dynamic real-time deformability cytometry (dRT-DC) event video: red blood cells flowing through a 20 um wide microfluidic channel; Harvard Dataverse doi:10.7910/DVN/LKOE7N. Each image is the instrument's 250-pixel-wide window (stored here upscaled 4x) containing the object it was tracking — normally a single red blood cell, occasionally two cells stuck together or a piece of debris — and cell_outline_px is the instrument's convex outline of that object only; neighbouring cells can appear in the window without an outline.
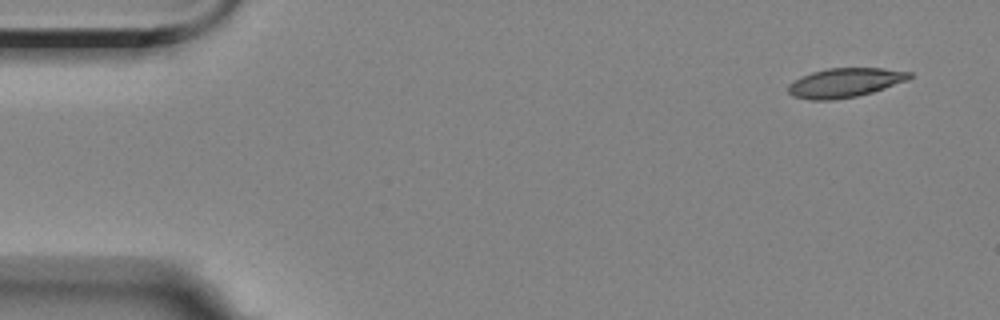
{"species": "Egyptian fruit bat (a non-hibernating species)", "species_latin": "Rousettus aegyptiacus", "temperature_condition": "room temperature", "stored_images_in_passage": 7, "camera_frame_rate_fps": 3000, "um_per_image_px": 0.085, "animal": {"sex": "female"}, "frame": {"image": 1, "passage_image": 1, "time_ms": 0.0, "image_size_px": [1000, 320], "cell_outline_px": [[912, 76], [908, 80], [872, 92], [856, 96], [832, 100], [812, 100], [792, 96], [788, 92], [788, 84], [800, 76], [812, 72], [828, 68], [884, 68], [912, 72]], "centroid_in_image_um": [71.8, 7.02], "position_along_channel_um": 13.2, "area_um2": 20.69}}
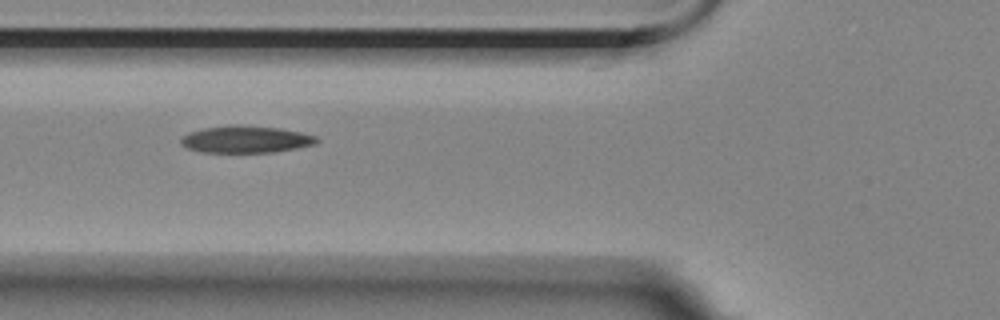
{"frame": {"image": 2, "passage_image": 6, "time_ms": 5.667, "image_size_px": [1000, 320], "cell_outline_px": [[320, 140], [316, 144], [296, 148], [272, 152], [204, 152], [188, 148], [180, 144], [180, 140], [188, 132], [204, 128], [228, 124], [240, 124], [280, 128], [300, 132], [316, 136]], "centroid_in_image_um": [20.9, 11.83], "position_along_channel_um": 104.9, "area_um2": 21.5}}
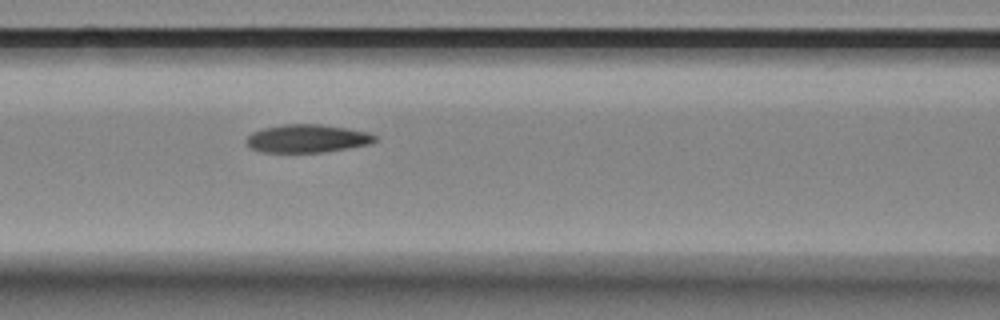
{"frame": {"image": 3, "passage_image": 7, "time_ms": 6.667, "image_size_px": [1000, 320], "cell_outline_px": [[380, 140], [372, 144], [324, 152], [264, 152], [252, 148], [244, 140], [252, 132], [264, 128], [284, 124], [320, 124], [348, 128], [368, 132], [376, 136]], "centroid_in_image_um": [26.17, 11.77], "position_along_channel_um": 140.4, "area_um2": 21.15}}